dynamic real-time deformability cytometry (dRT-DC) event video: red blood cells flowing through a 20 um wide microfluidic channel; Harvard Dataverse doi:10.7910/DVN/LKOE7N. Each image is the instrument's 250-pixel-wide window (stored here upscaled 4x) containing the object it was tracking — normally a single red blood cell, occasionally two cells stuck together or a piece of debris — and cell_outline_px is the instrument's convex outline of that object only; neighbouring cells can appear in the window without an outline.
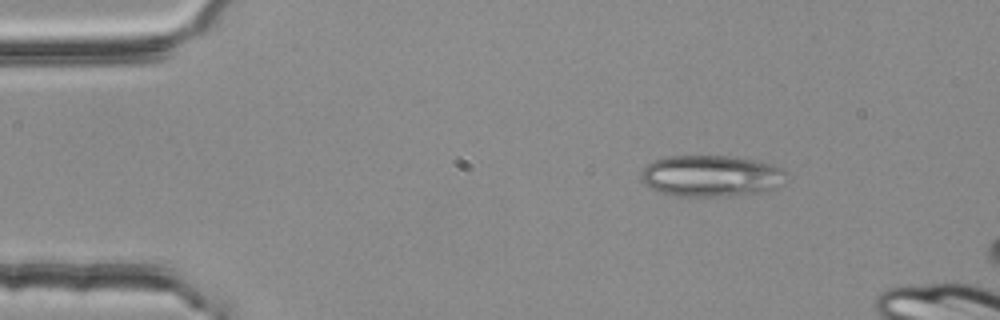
{"species": "common noctule bat (a hibernating species)", "species_latin": "Nyctalus noctula", "temperature_condition": "room temperature", "stored_images_in_passage": 2, "camera_frame_rate_fps": 3000, "um_per_image_px": 0.085, "animal": {"sex": "female", "body_mass_g": 25.1}, "frame": {"image": 1, "passage_image": 1, "time_ms": 0.0, "image_size_px": [1000, 320], "cell_outline_px": [[788, 172], [784, 184], [776, 188], [760, 192], [728, 196], [676, 196], [652, 188], [640, 176], [640, 172], [648, 164], [656, 160], [668, 156], [732, 156], [756, 160], [784, 168]], "centroid_in_image_um": [60.53, 14.95], "position_along_channel_um": 24.5, "area_um2": 35.03}}